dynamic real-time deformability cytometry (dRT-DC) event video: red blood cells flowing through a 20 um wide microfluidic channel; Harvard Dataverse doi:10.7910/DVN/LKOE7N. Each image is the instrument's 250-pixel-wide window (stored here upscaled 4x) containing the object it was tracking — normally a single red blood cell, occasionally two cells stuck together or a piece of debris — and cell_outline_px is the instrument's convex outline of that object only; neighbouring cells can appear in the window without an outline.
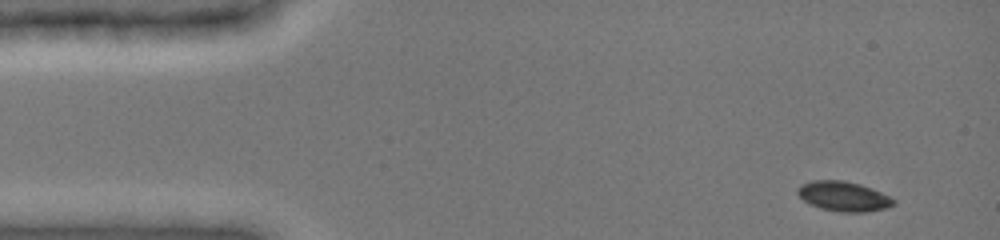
{"species": "common noctule bat (a hibernating species)", "species_latin": "Nyctalus noctula", "temperature_condition": "cold", "stored_images_in_passage": 10, "camera_frame_rate_fps": 3000, "um_per_image_px": 0.085, "animal": {"sex": "female", "body_mass_g": 19.0, "forearm_length_mm": 51.5}, "frame": {"image": 1, "passage_image": 1, "time_ms": 0.0, "image_size_px": [1000, 240], "cell_outline_px": [[896, 204], [884, 208], [864, 212], [840, 212], [820, 208], [808, 204], [796, 192], [796, 188], [800, 184], [812, 180], [844, 180], [860, 184], [872, 188], [896, 200]], "centroid_in_image_um": [71.66, 16.68], "position_along_channel_um": 13.3, "area_um2": 16.76}}
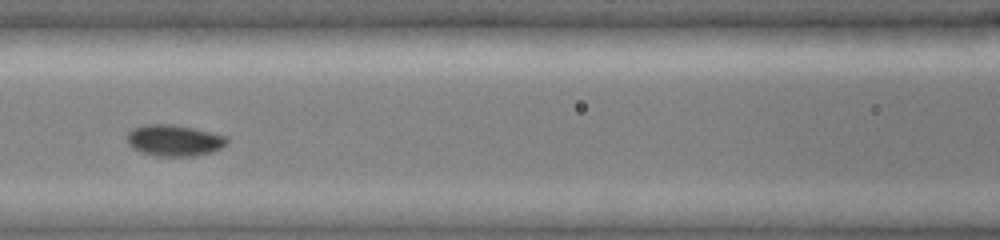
{"frame": {"image": 2, "passage_image": 7, "time_ms": 6.0, "image_size_px": [1000, 240], "cell_outline_px": [[228, 140], [220, 148], [212, 152], [192, 156], [156, 156], [140, 152], [132, 148], [128, 144], [128, 132], [132, 128], [144, 124], [172, 124], [192, 128], [228, 136]], "centroid_in_image_um": [14.77, 11.93], "position_along_channel_um": 151.8, "area_um2": 18.21}}
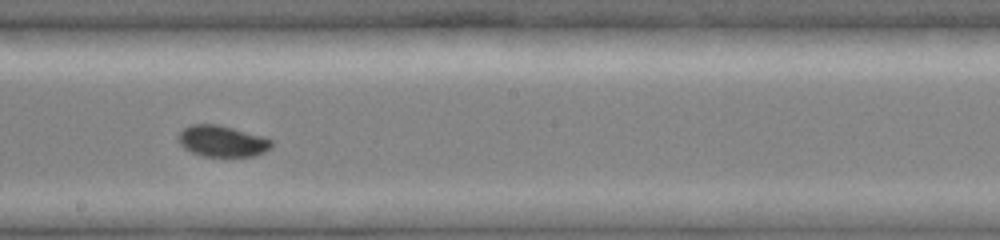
{"frame": {"image": 3, "passage_image": 9, "time_ms": 8.0, "image_size_px": [1000, 240], "cell_outline_px": [[272, 148], [264, 152], [252, 156], [204, 156], [192, 152], [184, 148], [176, 140], [180, 132], [184, 128], [192, 124], [216, 124], [232, 128], [260, 136], [272, 140]], "centroid_in_image_um": [18.85, 12.0], "position_along_channel_um": 229.3, "area_um2": 16.76}}